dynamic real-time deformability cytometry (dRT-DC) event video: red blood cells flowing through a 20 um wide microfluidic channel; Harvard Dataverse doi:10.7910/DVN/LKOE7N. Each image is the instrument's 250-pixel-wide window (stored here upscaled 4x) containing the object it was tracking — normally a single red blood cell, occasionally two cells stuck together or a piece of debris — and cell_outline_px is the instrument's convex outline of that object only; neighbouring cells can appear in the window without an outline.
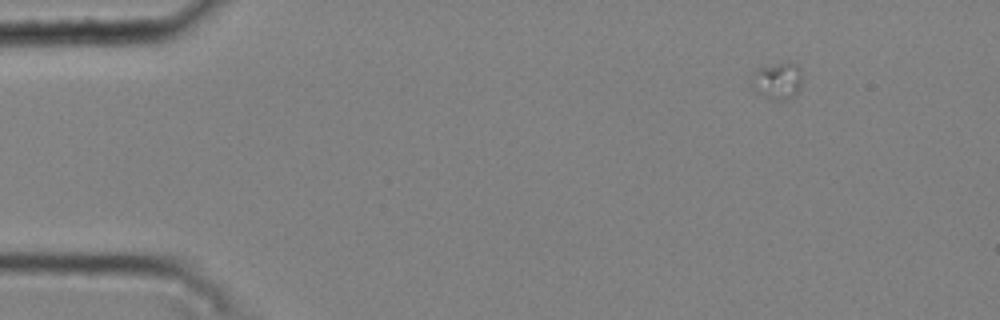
{"species": "common noctule bat (a hibernating species)", "species_latin": "Nyctalus noctula", "temperature_condition": "cold", "stored_images_in_passage": 12, "camera_frame_rate_fps": 3000, "um_per_image_px": 0.085, "animal": {"sex": "male", "body_mass_g": 20.4}, "frame": {"image": 1, "passage_image": 1, "time_ms": 0.0, "image_size_px": [1000, 320], "cell_outline_px": [[800, 80], [796, 92], [792, 96], [784, 100], [776, 100], [768, 96], [756, 88], [752, 84], [752, 76], [756, 68], [788, 60], [796, 64], [800, 76]], "centroid_in_image_um": [66.08, 6.79], "position_along_channel_um": 18.9, "area_um2": 10.29}}